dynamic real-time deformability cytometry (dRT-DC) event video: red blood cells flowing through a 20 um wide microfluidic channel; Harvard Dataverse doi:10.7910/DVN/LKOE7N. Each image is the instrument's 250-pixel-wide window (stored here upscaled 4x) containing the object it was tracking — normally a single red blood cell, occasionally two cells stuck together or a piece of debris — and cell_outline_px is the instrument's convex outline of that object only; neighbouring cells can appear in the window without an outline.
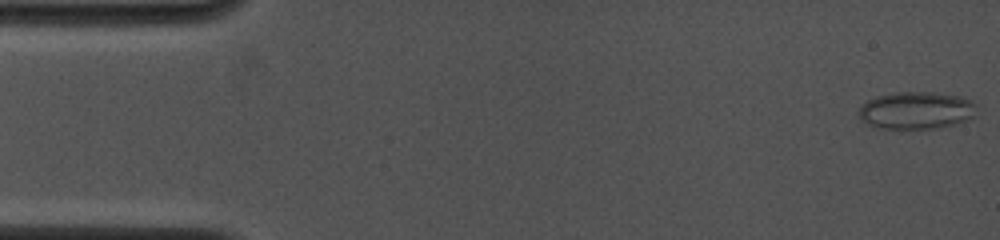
{"species": "common noctule bat (a hibernating species)", "species_latin": "Nyctalus noctula", "temperature_condition": "cold", "stored_images_in_passage": 41, "camera_frame_rate_fps": 4000, "um_per_image_px": 0.085, "animal": {"sex": "female", "body_mass_g": 19.0, "forearm_length_mm": 53.3}, "frame": {"image": 1, "passage_image": 1, "time_ms": 0.0, "image_size_px": [1000, 240], "cell_outline_px": [[976, 116], [968, 120], [956, 124], [936, 128], [900, 132], [880, 128], [868, 124], [860, 120], [860, 108], [868, 100], [876, 96], [896, 92], [932, 92], [960, 96], [972, 100], [976, 104]], "centroid_in_image_um": [77.91, 9.43], "position_along_channel_um": 7.1, "area_um2": 26.53}}
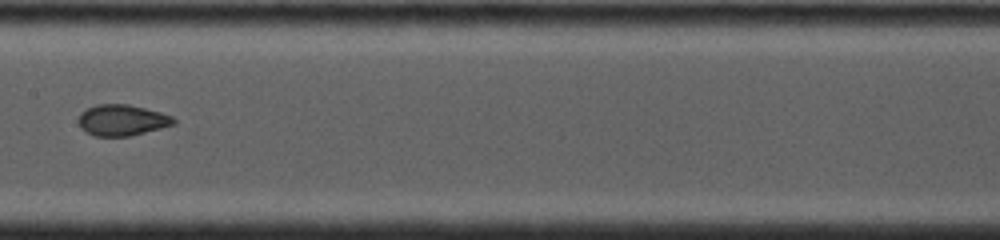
{"frame": {"image": 2, "passage_image": 27, "time_ms": 7.75, "image_size_px": [1000, 240], "cell_outline_px": [[176, 124], [128, 136], [96, 136], [80, 128], [80, 112], [96, 104], [128, 104], [160, 112], [172, 116], [176, 120]], "centroid_in_image_um": [10.39, 10.2], "position_along_channel_um": 197.0, "area_um2": 16.99}}
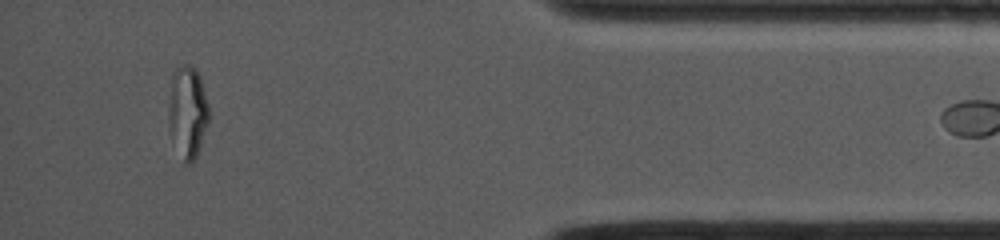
{"frame": {"image": 3, "passage_image": 40, "time_ms": 14.0, "image_size_px": [1000, 240], "cell_outline_px": [[208, 124], [196, 156], [188, 164], [184, 164], [168, 128], [168, 108], [172, 72], [180, 64], [188, 64], [196, 68], [200, 76], [208, 104]], "centroid_in_image_um": [15.93, 9.46], "position_along_channel_um": 419.3, "area_um2": 21.68}}